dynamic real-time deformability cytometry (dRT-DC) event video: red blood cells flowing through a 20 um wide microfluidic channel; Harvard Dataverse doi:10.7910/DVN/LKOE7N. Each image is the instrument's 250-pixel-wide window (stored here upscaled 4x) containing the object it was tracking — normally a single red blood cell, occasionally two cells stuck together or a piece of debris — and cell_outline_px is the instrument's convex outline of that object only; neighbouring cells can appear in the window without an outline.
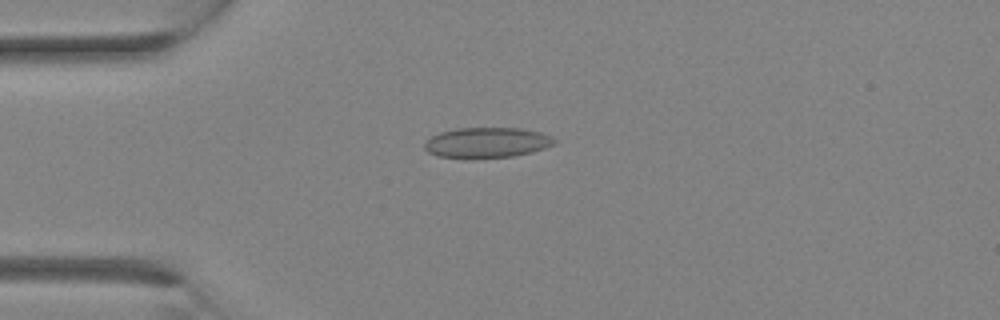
{"species": "Egyptian fruit bat (a non-hibernating species)", "species_latin": "Rousettus aegyptiacus", "temperature_condition": "room temperature", "stored_images_in_passage": 6, "camera_frame_rate_fps": 3000, "um_per_image_px": 0.085, "animal": {"sex": "female"}, "frame": {"image": 1, "passage_image": 1, "time_ms": 0.0, "image_size_px": [1000, 320], "cell_outline_px": [[556, 144], [532, 152], [512, 156], [476, 160], [440, 156], [428, 152], [424, 148], [424, 144], [432, 136], [440, 132], [460, 128], [520, 128], [540, 132], [552, 136], [556, 140]], "centroid_in_image_um": [41.41, 12.14], "position_along_channel_um": 43.6, "area_um2": 23.29}}
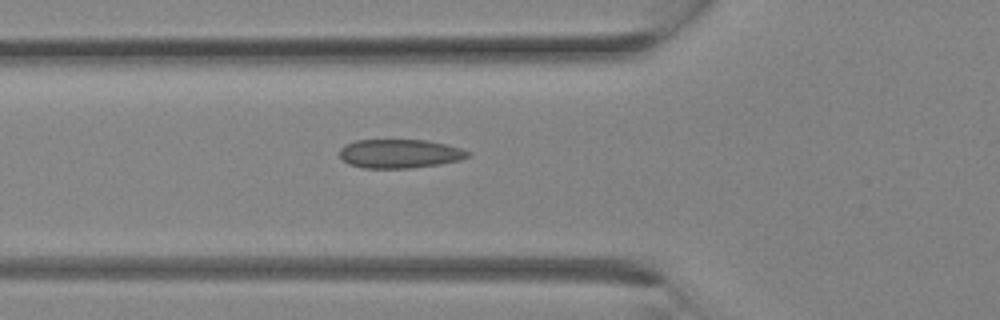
{"frame": {"image": 2, "passage_image": 4, "time_ms": 1.0, "image_size_px": [1000, 320], "cell_outline_px": [[472, 156], [460, 160], [440, 164], [412, 168], [364, 168], [348, 164], [340, 156], [340, 148], [344, 144], [356, 140], [428, 140], [460, 148], [472, 152]], "centroid_in_image_um": [34.0, 13.06], "position_along_channel_um": 91.8, "area_um2": 21.73}}
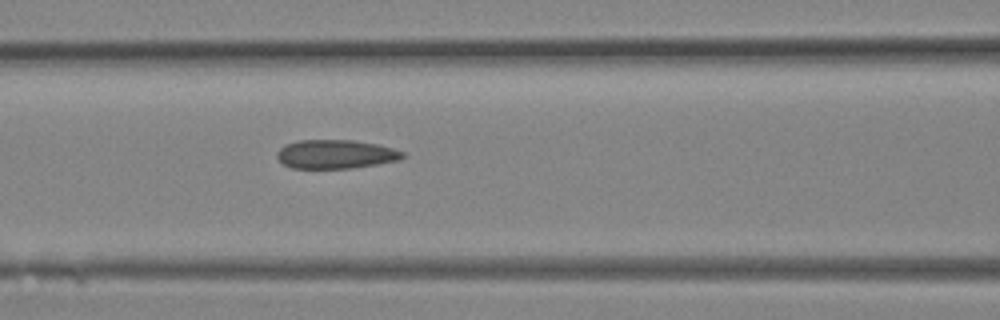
{"frame": {"image": 3, "passage_image": 6, "time_ms": 1.667, "image_size_px": [1000, 320], "cell_outline_px": [[408, 156], [400, 160], [352, 168], [292, 168], [284, 164], [276, 156], [276, 152], [284, 144], [296, 140], [352, 140], [376, 144], [392, 148], [404, 152]], "centroid_in_image_um": [28.53, 13.1], "position_along_channel_um": 138.1, "area_um2": 21.21}}